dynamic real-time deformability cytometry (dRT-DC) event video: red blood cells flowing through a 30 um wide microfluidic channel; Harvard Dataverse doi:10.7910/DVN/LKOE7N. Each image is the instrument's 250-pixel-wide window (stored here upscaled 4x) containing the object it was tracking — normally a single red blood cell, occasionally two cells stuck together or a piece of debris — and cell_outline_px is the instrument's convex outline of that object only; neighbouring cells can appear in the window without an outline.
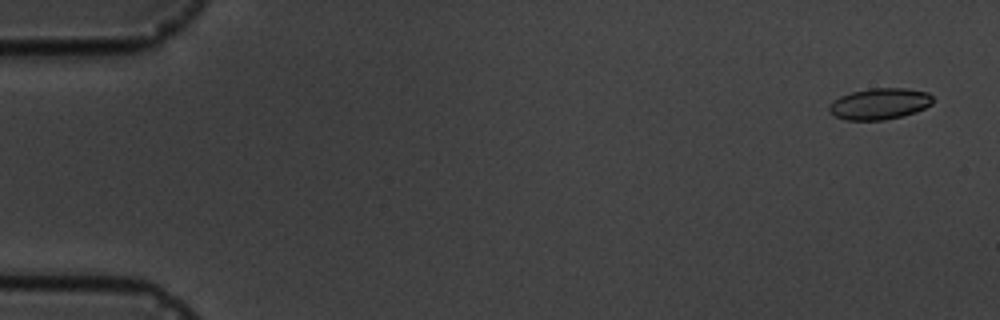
{"species": "common noctule bat (a hibernating species)", "species_latin": "Nyctalus noctula", "temperature_condition": "cold", "stored_images_in_passage": 4, "camera_frame_rate_fps": 3000, "um_per_image_px": 0.085, "animal": {"sex": "male", "body_mass_g": 19.5, "forearm_length_mm": 54.6}, "frame": {"image": 1, "passage_image": 1, "time_ms": 0.0, "image_size_px": [1000, 320], "cell_outline_px": [[932, 104], [916, 112], [904, 116], [884, 120], [844, 120], [828, 112], [828, 104], [832, 100], [840, 96], [852, 92], [868, 88], [904, 88], [928, 92], [932, 96]], "centroid_in_image_um": [74.73, 8.83], "position_along_channel_um": 10.3, "area_um2": 19.13}}
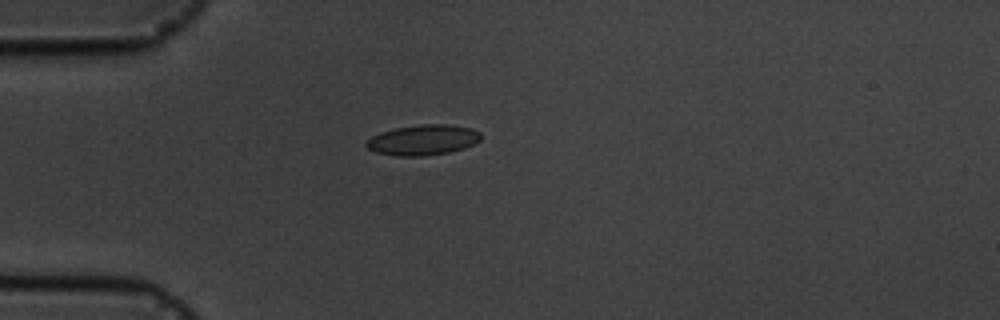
{"frame": {"image": 2, "passage_image": 4, "time_ms": 4.333, "image_size_px": [1000, 320], "cell_outline_px": [[480, 140], [464, 148], [448, 152], [420, 156], [396, 156], [376, 152], [368, 148], [364, 144], [372, 136], [380, 132], [396, 128], [420, 124], [448, 124], [472, 128], [480, 132]], "centroid_in_image_um": [35.94, 11.89], "position_along_channel_um": 49.1, "area_um2": 20.17}}